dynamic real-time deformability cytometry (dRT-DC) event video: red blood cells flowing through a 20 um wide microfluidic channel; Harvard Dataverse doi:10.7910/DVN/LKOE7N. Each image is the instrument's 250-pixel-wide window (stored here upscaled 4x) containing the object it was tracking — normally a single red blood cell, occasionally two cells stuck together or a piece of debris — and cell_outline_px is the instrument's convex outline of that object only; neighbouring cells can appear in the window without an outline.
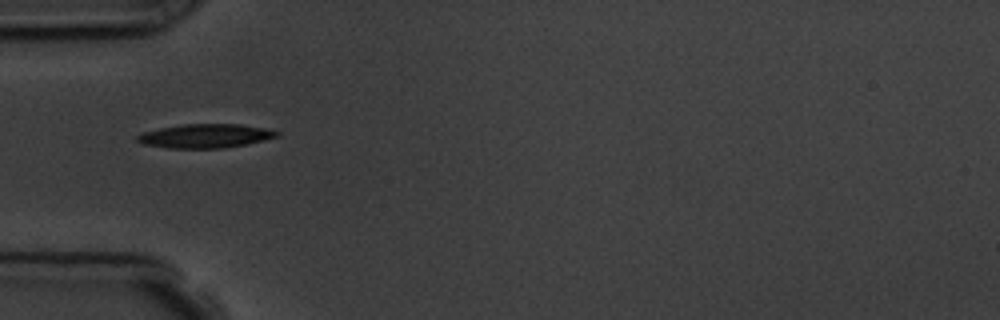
{"species": "common noctule bat (a hibernating species)", "species_latin": "Nyctalus noctula", "temperature_condition": "room temperature", "stored_images_in_passage": 10, "camera_frame_rate_fps": 3000, "um_per_image_px": 0.085, "animal": {"sex": "male", "body_mass_g": 19.5, "forearm_length_mm": 54.6}, "frame": {"image": 1, "passage_image": 5, "time_ms": 4.667, "image_size_px": [1000, 320], "cell_outline_px": [[280, 136], [264, 140], [224, 148], [168, 148], [140, 144], [136, 140], [136, 136], [144, 132], [160, 128], [180, 124], [240, 124], [264, 128], [280, 132]], "centroid_in_image_um": [17.42, 11.55], "position_along_channel_um": 67.6, "area_um2": 19.48}}
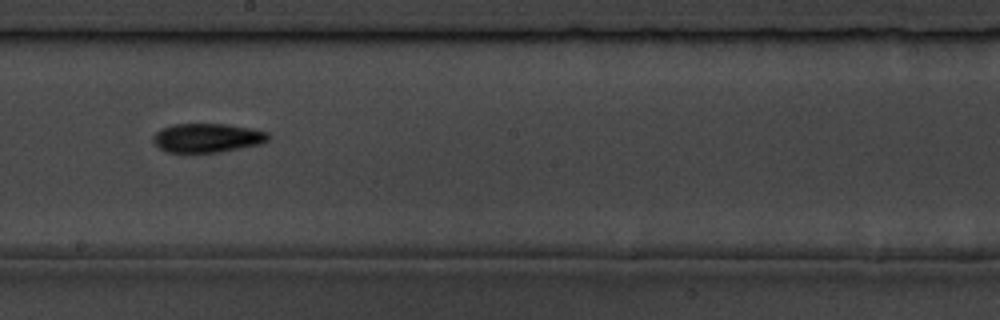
{"frame": {"image": 2, "passage_image": 9, "time_ms": 9.0, "image_size_px": [1000, 320], "cell_outline_px": [[272, 136], [264, 144], [220, 152], [168, 152], [160, 148], [152, 140], [152, 136], [160, 128], [172, 124], [228, 124], [252, 128], [268, 132]], "centroid_in_image_um": [17.67, 11.71], "position_along_channel_um": 230.5, "area_um2": 19.77}}
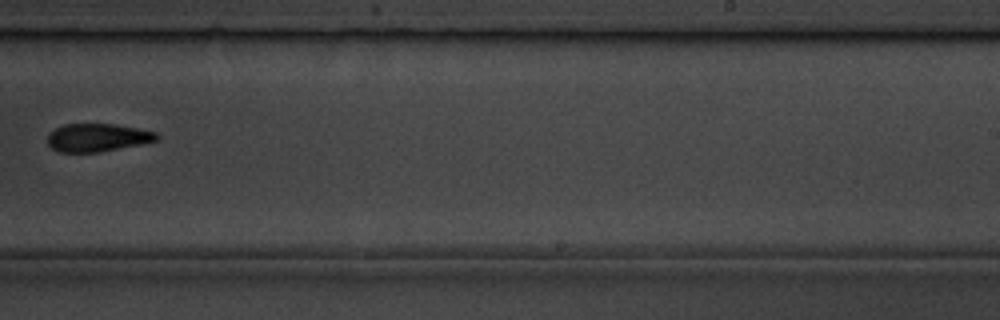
{"frame": {"image": 3, "passage_image": 10, "time_ms": 10.333, "image_size_px": [1000, 320], "cell_outline_px": [[160, 136], [156, 140], [140, 144], [100, 152], [60, 152], [52, 148], [48, 144], [48, 132], [64, 124], [116, 124], [156, 132]], "centroid_in_image_um": [8.26, 11.69], "position_along_channel_um": 280.7, "area_um2": 17.74}}